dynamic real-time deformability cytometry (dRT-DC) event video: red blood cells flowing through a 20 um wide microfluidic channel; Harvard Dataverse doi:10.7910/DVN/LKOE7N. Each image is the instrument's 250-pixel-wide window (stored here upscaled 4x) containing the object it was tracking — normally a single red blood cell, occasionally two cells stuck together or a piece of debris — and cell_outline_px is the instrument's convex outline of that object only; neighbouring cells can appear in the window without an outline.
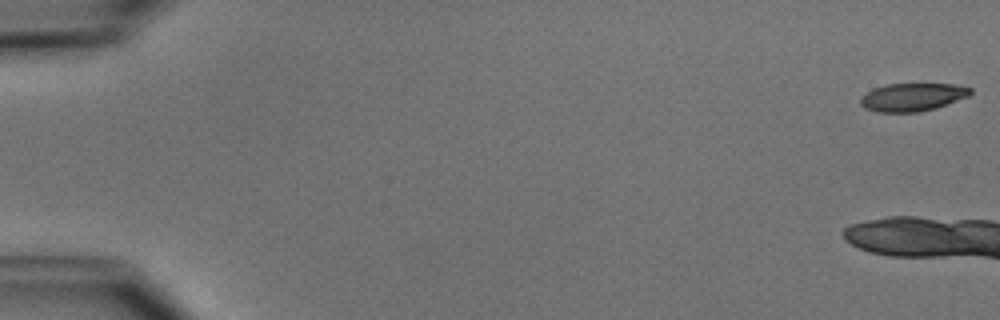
{"species": "common noctule bat (a hibernating species)", "species_latin": "Nyctalus noctula", "temperature_condition": "cold", "stored_images_in_passage": 11, "camera_frame_rate_fps": 3000, "um_per_image_px": 0.085, "animal": {"sex": "male", "body_mass_g": 15.6}, "frame": {"image": 1, "passage_image": 1, "time_ms": 0.0, "image_size_px": [1000, 320], "cell_outline_px": [[972, 92], [968, 96], [936, 108], [920, 112], [876, 112], [864, 108], [860, 104], [860, 96], [872, 88], [884, 84], [952, 84], [972, 88]], "centroid_in_image_um": [77.5, 8.25], "position_along_channel_um": 7.5, "area_um2": 18.09}}